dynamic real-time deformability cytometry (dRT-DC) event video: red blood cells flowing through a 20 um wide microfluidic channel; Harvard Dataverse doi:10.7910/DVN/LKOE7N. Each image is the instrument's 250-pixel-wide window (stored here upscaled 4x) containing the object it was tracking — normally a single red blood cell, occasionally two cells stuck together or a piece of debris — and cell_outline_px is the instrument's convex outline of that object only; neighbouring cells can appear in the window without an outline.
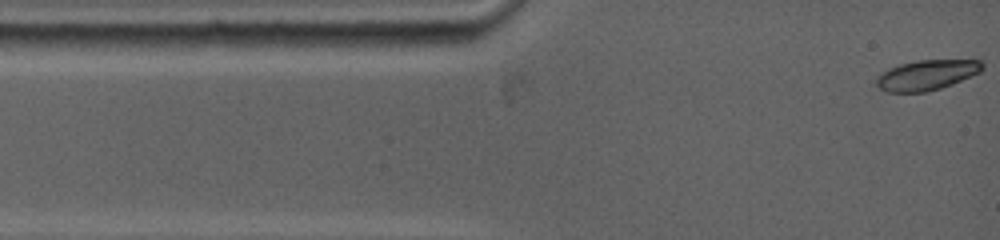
{"species": "common noctule bat (a hibernating species)", "species_latin": "Nyctalus noctula", "temperature_condition": "warm", "stored_images_in_passage": 26, "camera_frame_rate_fps": 5000, "um_per_image_px": 0.085, "animal": {"sex": "female", "body_mass_g": 19.0, "forearm_length_mm": 53.3}, "frame": {"image": 1, "passage_image": 1, "time_ms": 0.0, "image_size_px": [1000, 240], "cell_outline_px": [[984, 68], [980, 72], [952, 84], [928, 92], [888, 92], [880, 88], [876, 84], [876, 76], [880, 72], [888, 68], [900, 64], [916, 60], [980, 60], [984, 64]], "centroid_in_image_um": [78.75, 6.37], "position_along_channel_um": 6.3, "area_um2": 18.73}}
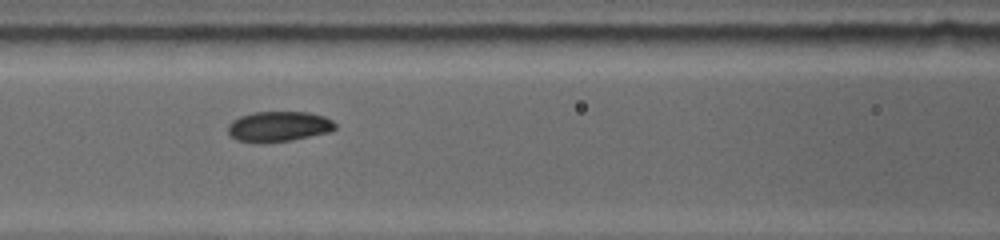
{"frame": {"image": 2, "passage_image": 16, "time_ms": 4.8, "image_size_px": [1000, 240], "cell_outline_px": [[336, 128], [332, 132], [292, 140], [236, 140], [228, 132], [228, 124], [232, 120], [240, 116], [252, 112], [308, 112], [324, 116], [332, 120], [336, 124]], "centroid_in_image_um": [23.75, 10.71], "position_along_channel_um": 142.8, "area_um2": 18.5}}
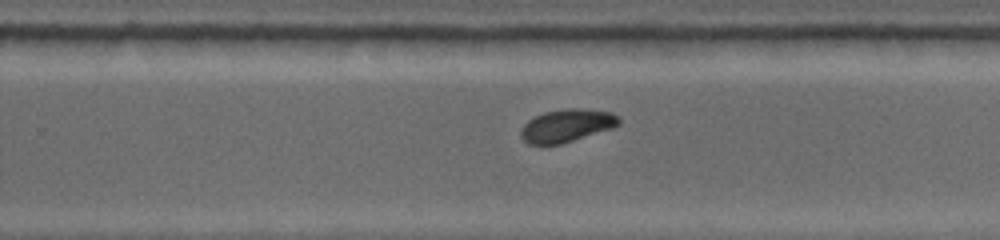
{"frame": {"image": 3, "passage_image": 26, "time_ms": 8.4, "image_size_px": [1000, 240], "cell_outline_px": [[620, 124], [612, 128], [560, 144], [528, 144], [520, 136], [520, 132], [524, 124], [528, 120], [544, 112], [568, 108], [580, 108], [612, 112], [620, 116]], "centroid_in_image_um": [48.19, 10.66], "position_along_channel_um": 281.6, "area_um2": 18.67}}